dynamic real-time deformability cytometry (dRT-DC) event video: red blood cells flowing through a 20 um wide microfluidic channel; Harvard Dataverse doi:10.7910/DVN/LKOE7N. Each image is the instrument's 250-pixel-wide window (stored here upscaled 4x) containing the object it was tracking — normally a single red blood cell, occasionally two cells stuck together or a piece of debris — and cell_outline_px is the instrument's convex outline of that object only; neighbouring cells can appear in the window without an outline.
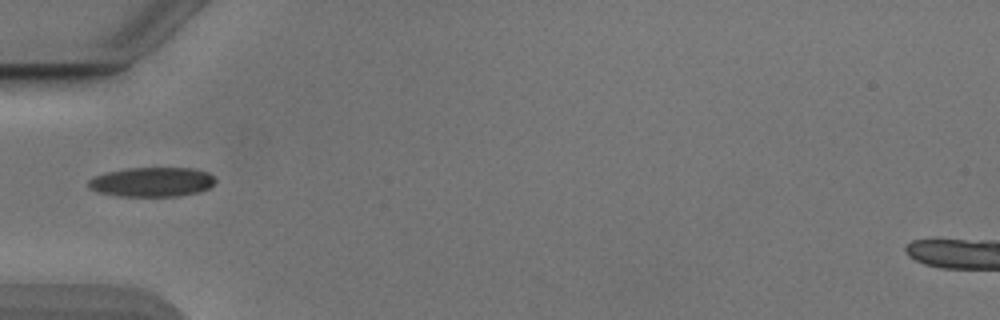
{"species": "Egyptian fruit bat (a non-hibernating species)", "species_latin": "Rousettus aegyptiacus", "temperature_condition": "cold", "stored_images_in_passage": 36, "camera_frame_rate_fps": 3000, "um_per_image_px": 0.085, "animal": {"sex": "male"}, "frame": {"image": 1, "passage_image": 1, "time_ms": 0.0, "image_size_px": [1000, 320], "cell_outline_px": [[216, 180], [208, 188], [200, 192], [180, 196], [120, 196], [96, 192], [88, 188], [88, 180], [92, 176], [104, 172], [128, 168], [192, 168], [208, 172]], "centroid_in_image_um": [12.87, 15.47], "position_along_channel_um": 72.1, "area_um2": 22.02}}
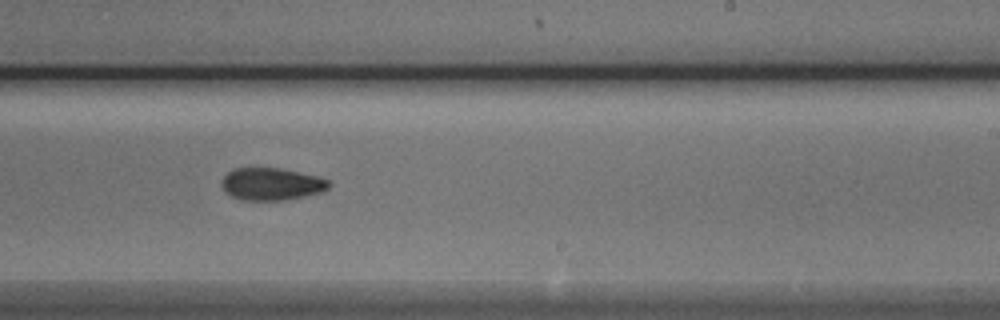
{"frame": {"image": 2, "passage_image": 16, "time_ms": 5.0, "image_size_px": [1000, 320], "cell_outline_px": [[328, 188], [320, 192], [304, 196], [284, 200], [244, 200], [232, 196], [224, 192], [220, 184], [220, 180], [232, 168], [280, 168], [320, 176], [328, 180]], "centroid_in_image_um": [23.03, 15.63], "position_along_channel_um": 266.0, "area_um2": 20.29}}
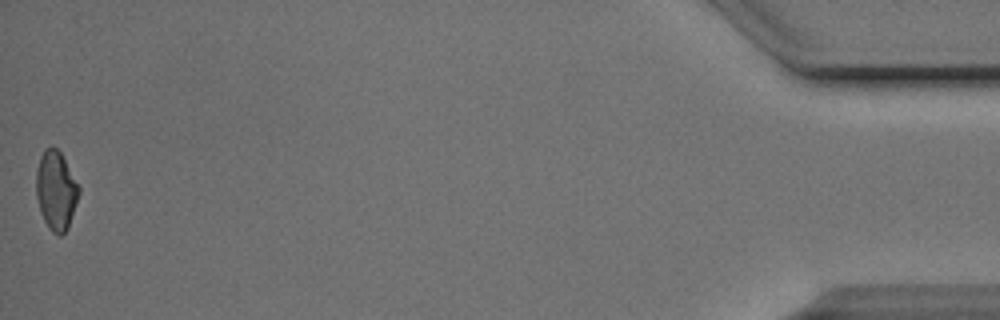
{"frame": {"image": 3, "passage_image": 36, "time_ms": 11.667, "image_size_px": [1000, 320], "cell_outline_px": [[80, 192], [68, 228], [60, 236], [56, 236], [48, 228], [40, 212], [36, 196], [36, 168], [40, 156], [44, 148], [52, 144], [60, 152], [80, 188]], "centroid_in_image_um": [4.74, 16.19], "position_along_channel_um": 430.5, "area_um2": 19.83}, "authors_computed_cell_mechanics": {"area_um2": 20.3745, "velocity_mm_per_s": 3.8734, "shape_relaxation_time_tau1_ms": 4.3394, "shape_relaxation_time_tau2_ms": 3.9474, "deformation_change_tau1": 0.0954, "deformation_change_tau2": 0.0869}}